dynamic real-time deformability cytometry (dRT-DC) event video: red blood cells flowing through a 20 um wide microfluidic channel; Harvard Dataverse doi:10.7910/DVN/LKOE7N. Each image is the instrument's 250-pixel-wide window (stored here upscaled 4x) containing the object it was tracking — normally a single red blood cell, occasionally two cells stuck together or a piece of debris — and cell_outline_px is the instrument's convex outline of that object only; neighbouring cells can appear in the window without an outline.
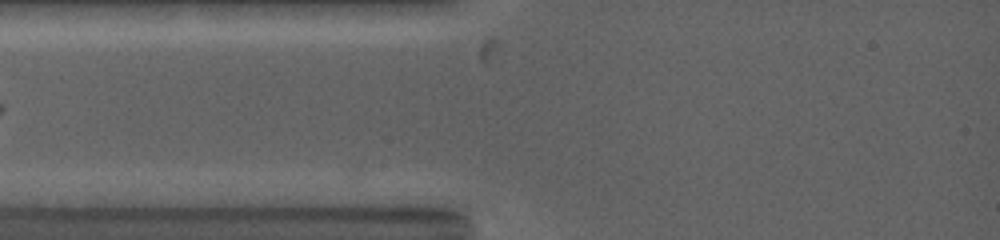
{"species": "common noctule bat (a hibernating species)", "species_latin": "Nyctalus noctula", "temperature_condition": "warm", "stored_images_in_passage": 2, "camera_frame_rate_fps": 5000, "um_per_image_px": 0.085, "animal": {"sex": "female", "body_mass_g": 19.0, "forearm_length_mm": 53.3}, "frame": {"image": 1, "passage_image": 1, "time_ms": 0.0, "image_size_px": [1000, 240], "cell_outline_px": [[440, 168], [352, 176], [348, 176], [332, 164], [340, 160], [360, 156], [372, 156], [428, 160], [440, 164]], "centroid_in_image_um": [32.45, 14.05], "position_along_channel_um": 52.6, "area_um2": 10.4}}